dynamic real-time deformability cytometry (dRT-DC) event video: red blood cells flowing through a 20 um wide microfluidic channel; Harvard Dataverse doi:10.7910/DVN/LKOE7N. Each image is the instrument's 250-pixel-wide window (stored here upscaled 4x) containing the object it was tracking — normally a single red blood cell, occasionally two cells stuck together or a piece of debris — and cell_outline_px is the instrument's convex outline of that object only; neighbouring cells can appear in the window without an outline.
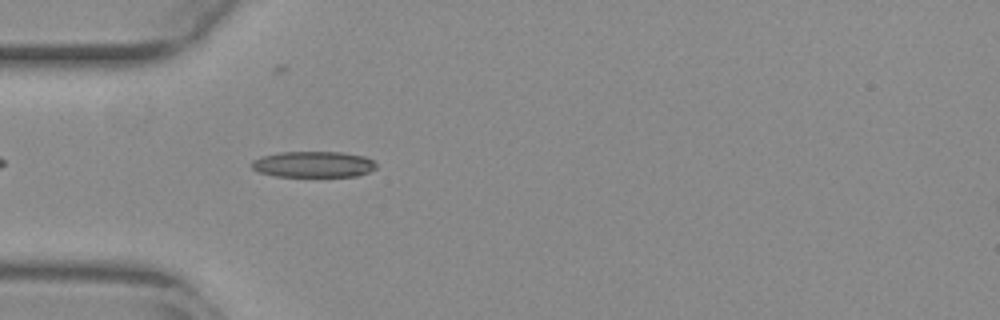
{"species": "common noctule bat (a hibernating species)", "species_latin": "Nyctalus noctula", "temperature_condition": "warm", "stored_images_in_passage": 41, "camera_frame_rate_fps": 3000, "um_per_image_px": 0.085, "animal": {"sex": "female", "body_mass_g": 29.2, "forearm_length_mm": 56.3}, "frame": {"image": 1, "passage_image": 4, "time_ms": 1.0, "image_size_px": [1000, 320], "cell_outline_px": [[376, 168], [368, 172], [356, 176], [276, 176], [260, 172], [252, 168], [252, 160], [260, 156], [280, 152], [340, 152], [364, 156], [372, 160], [376, 164]], "centroid_in_image_um": [26.63, 13.96], "position_along_channel_um": 58.4, "area_um2": 18.79}}
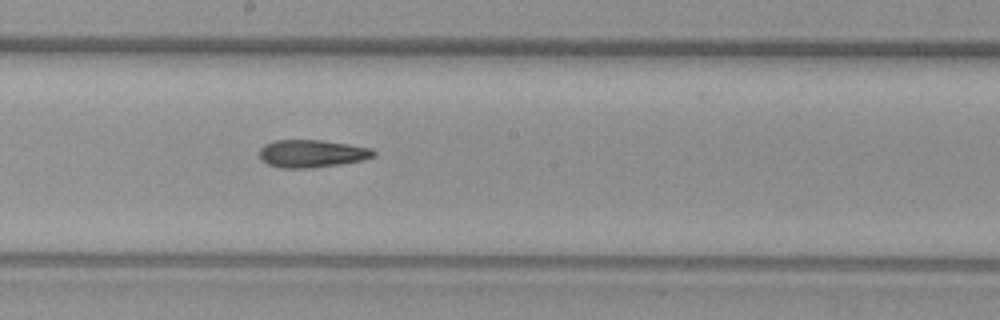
{"frame": {"image": 2, "passage_image": 17, "time_ms": 5.333, "image_size_px": [1000, 320], "cell_outline_px": [[376, 156], [364, 160], [340, 164], [312, 168], [280, 168], [268, 164], [260, 160], [260, 148], [264, 144], [276, 140], [320, 140], [348, 144], [372, 148], [376, 152]], "centroid_in_image_um": [26.52, 13.06], "position_along_channel_um": 221.7, "area_um2": 18.55}}
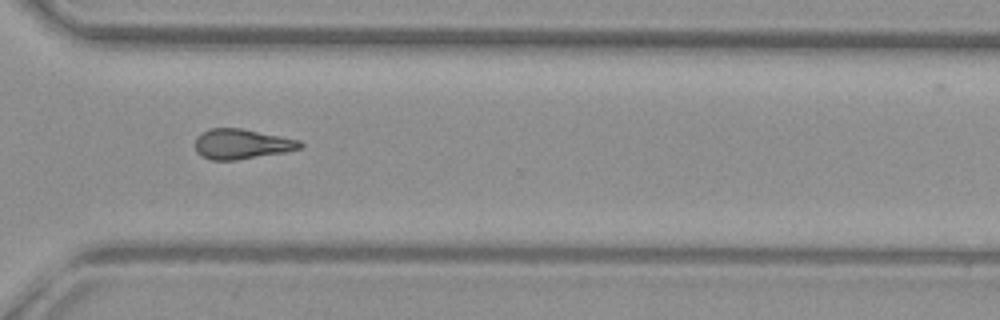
{"frame": {"image": 3, "passage_image": 27, "time_ms": 8.667, "image_size_px": [1000, 320], "cell_outline_px": [[304, 144], [300, 148], [284, 152], [236, 160], [212, 160], [200, 156], [196, 152], [196, 136], [200, 132], [208, 128], [240, 128], [300, 140]], "centroid_in_image_um": [20.5, 12.24], "position_along_channel_um": 350.1, "area_um2": 18.38}}